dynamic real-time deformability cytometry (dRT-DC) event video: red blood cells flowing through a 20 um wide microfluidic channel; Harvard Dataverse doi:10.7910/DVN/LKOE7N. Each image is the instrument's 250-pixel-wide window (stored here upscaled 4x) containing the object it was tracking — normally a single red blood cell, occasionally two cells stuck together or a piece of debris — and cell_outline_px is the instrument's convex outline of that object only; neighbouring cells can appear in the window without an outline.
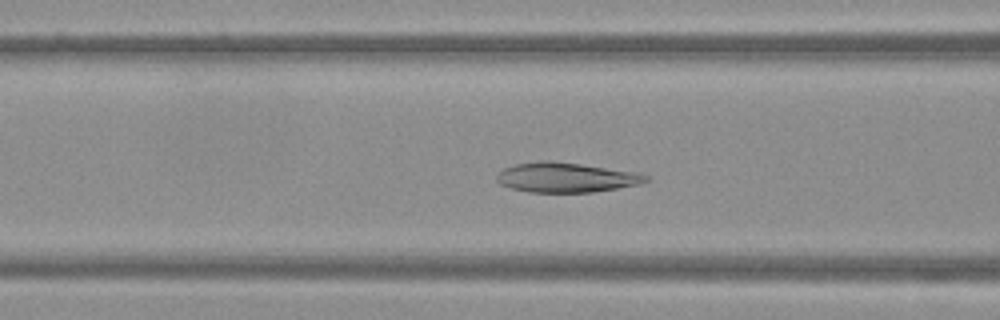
{"species": "Egyptian fruit bat (a non-hibernating species)", "species_latin": "Rousettus aegyptiacus", "temperature_condition": "warm", "stored_images_in_passage": 49, "camera_frame_rate_fps": 3000, "um_per_image_px": 0.085, "frame": {"image": 1, "passage_image": 19, "time_ms": 6.0, "image_size_px": [1000, 320], "cell_outline_px": [[652, 180], [640, 184], [592, 192], [528, 192], [512, 188], [500, 184], [496, 180], [496, 176], [504, 168], [516, 164], [540, 160], [548, 160], [580, 164], [640, 172], [648, 176]], "centroid_in_image_um": [48.15, 15.08], "position_along_channel_um": 118.4, "area_um2": 25.95}}
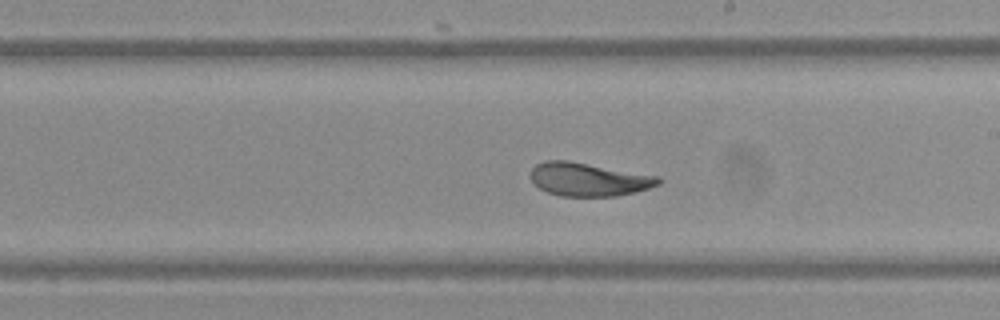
{"frame": {"image": 2, "passage_image": 28, "time_ms": 9.0, "image_size_px": [1000, 320], "cell_outline_px": [[664, 180], [660, 184], [636, 192], [616, 196], [560, 196], [548, 192], [540, 188], [532, 180], [532, 168], [536, 164], [544, 160], [568, 160], [660, 176]], "centroid_in_image_um": [50.08, 15.24], "position_along_channel_um": 238.9, "area_um2": 24.91}}
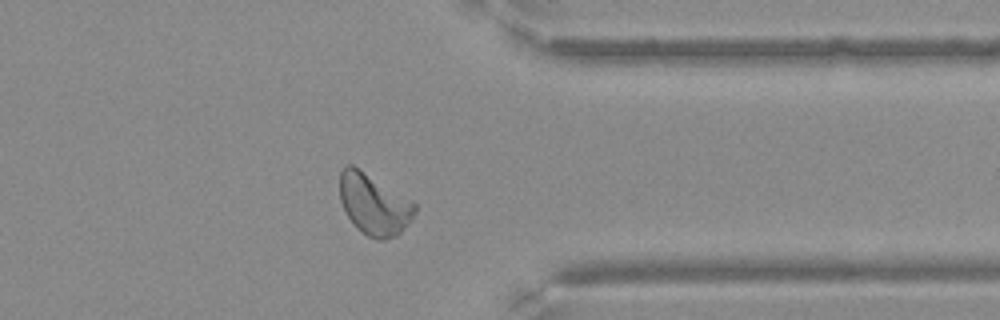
{"frame": {"image": 3, "passage_image": 39, "time_ms": 12.667, "image_size_px": [1000, 320], "cell_outline_px": [[416, 208], [412, 220], [396, 236], [384, 240], [376, 240], [368, 236], [356, 228], [348, 216], [340, 200], [340, 172], [344, 164], [352, 164], [412, 200], [416, 204]], "centroid_in_image_um": [31.78, 17.37], "position_along_channel_um": 379.6, "area_um2": 26.7}}